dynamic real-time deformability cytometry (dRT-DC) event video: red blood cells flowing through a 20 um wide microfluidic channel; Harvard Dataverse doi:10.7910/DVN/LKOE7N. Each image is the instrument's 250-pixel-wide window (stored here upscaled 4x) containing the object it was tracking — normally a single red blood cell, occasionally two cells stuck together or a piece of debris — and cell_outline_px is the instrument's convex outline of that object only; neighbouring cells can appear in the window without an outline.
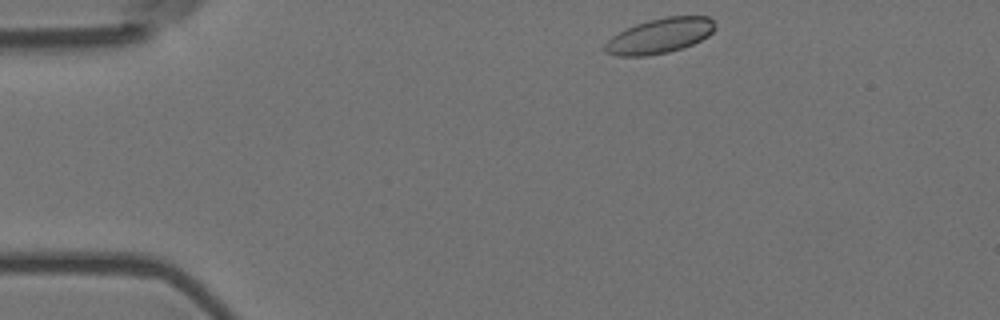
{"species": "Egyptian fruit bat (a non-hibernating species)", "species_latin": "Rousettus aegyptiacus", "temperature_condition": "room temperature", "stored_images_in_passage": 3, "camera_frame_rate_fps": 3000, "um_per_image_px": 0.085, "animal": {"sex": "female"}, "frame": {"image": 1, "passage_image": 1, "time_ms": 0.0, "image_size_px": [1000, 320], "cell_outline_px": [[716, 28], [708, 36], [684, 48], [668, 52], [644, 56], [616, 56], [604, 52], [604, 44], [612, 36], [636, 24], [648, 20], [668, 16], [708, 16], [716, 24]], "centroid_in_image_um": [56.09, 3.05], "position_along_channel_um": 28.9, "area_um2": 22.48}}